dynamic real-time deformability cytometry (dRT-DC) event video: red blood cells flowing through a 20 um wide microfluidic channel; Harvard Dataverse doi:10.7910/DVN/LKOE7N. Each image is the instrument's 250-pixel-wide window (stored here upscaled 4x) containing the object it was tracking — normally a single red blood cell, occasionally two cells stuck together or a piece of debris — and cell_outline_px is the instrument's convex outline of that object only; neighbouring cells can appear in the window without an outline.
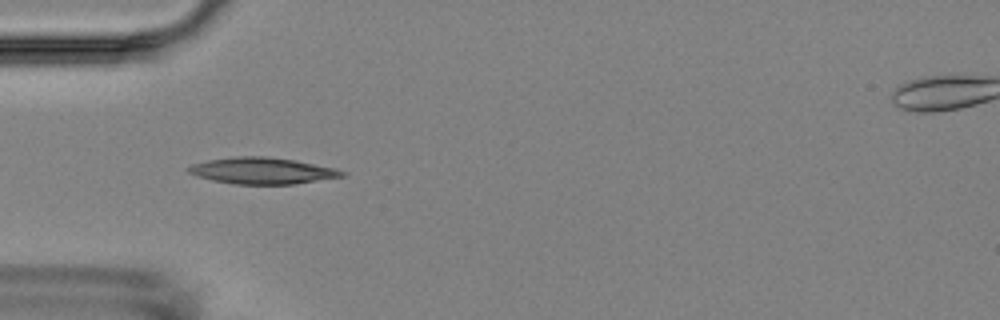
{"species": "Egyptian fruit bat (a non-hibernating species)", "species_latin": "Rousettus aegyptiacus", "temperature_condition": "room temperature", "stored_images_in_passage": 4, "camera_frame_rate_fps": 3000, "um_per_image_px": 0.085, "animal": {"sex": "female"}, "frame": {"image": 1, "passage_image": 3, "time_ms": 2.333, "image_size_px": [1000, 320], "cell_outline_px": [[348, 176], [296, 184], [232, 184], [212, 180], [196, 176], [188, 172], [184, 168], [192, 164], [208, 160], [236, 156], [264, 156], [296, 160], [336, 168], [348, 172]], "centroid_in_image_um": [22.33, 14.51], "position_along_channel_um": 62.7, "area_um2": 24.04}}